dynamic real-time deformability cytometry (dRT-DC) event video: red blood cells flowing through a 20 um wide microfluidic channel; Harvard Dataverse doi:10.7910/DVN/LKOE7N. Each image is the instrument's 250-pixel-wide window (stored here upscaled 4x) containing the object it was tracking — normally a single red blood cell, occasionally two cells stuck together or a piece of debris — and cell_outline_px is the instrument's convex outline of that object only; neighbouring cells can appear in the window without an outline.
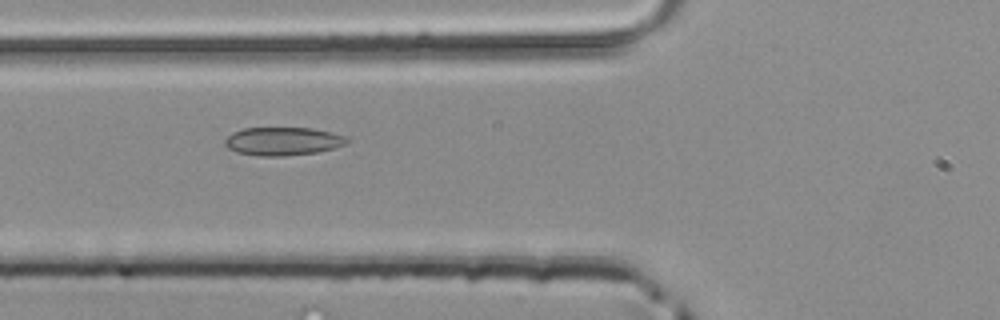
{"species": "common noctule bat (a hibernating species)", "species_latin": "Nyctalus noctula", "temperature_condition": "room temperature", "stored_images_in_passage": 32, "camera_frame_rate_fps": 3000, "um_per_image_px": 0.085, "animal": {"sex": "male", "body_mass_g": 20.4}, "frame": {"image": 1, "passage_image": 8, "time_ms": 2.333, "image_size_px": [1000, 320], "cell_outline_px": [[348, 144], [316, 152], [284, 156], [260, 156], [236, 152], [228, 148], [224, 144], [224, 140], [232, 132], [244, 128], [312, 128], [344, 136], [348, 140]], "centroid_in_image_um": [24.0, 12.01], "position_along_channel_um": 101.8, "area_um2": 19.94}}
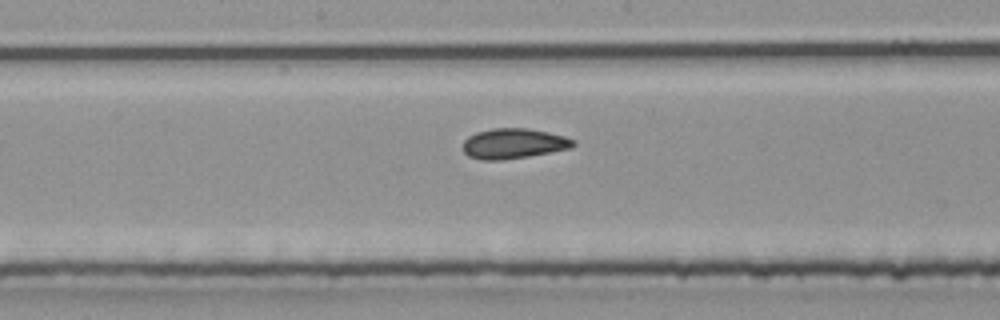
{"frame": {"image": 2, "passage_image": 15, "time_ms": 4.667, "image_size_px": [1000, 320], "cell_outline_px": [[576, 144], [572, 148], [528, 156], [500, 160], [480, 160], [468, 156], [464, 152], [464, 140], [468, 136], [476, 132], [492, 128], [528, 128], [548, 132], [564, 136], [576, 140]], "centroid_in_image_um": [43.66, 12.19], "position_along_channel_um": 204.5, "area_um2": 19.48}}
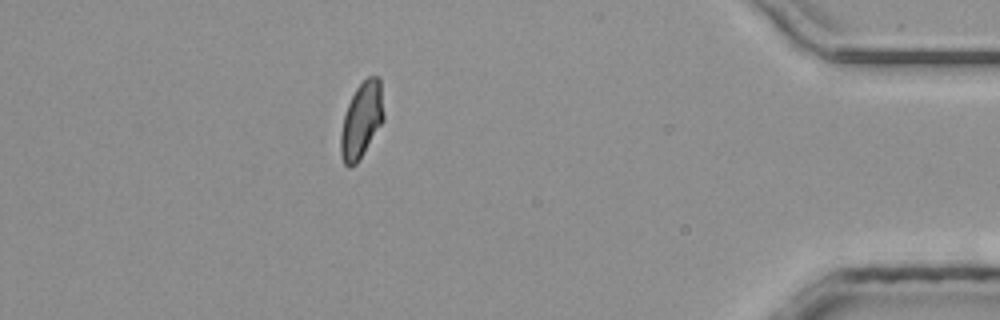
{"frame": {"image": 3, "passage_image": 32, "time_ms": 10.333, "image_size_px": [1000, 320], "cell_outline_px": [[384, 120], [356, 164], [352, 168], [348, 168], [344, 164], [340, 156], [340, 132], [344, 116], [348, 104], [356, 88], [368, 76], [380, 76], [384, 116]], "centroid_in_image_um": [30.72, 10.23], "position_along_channel_um": 404.5, "area_um2": 19.02}}